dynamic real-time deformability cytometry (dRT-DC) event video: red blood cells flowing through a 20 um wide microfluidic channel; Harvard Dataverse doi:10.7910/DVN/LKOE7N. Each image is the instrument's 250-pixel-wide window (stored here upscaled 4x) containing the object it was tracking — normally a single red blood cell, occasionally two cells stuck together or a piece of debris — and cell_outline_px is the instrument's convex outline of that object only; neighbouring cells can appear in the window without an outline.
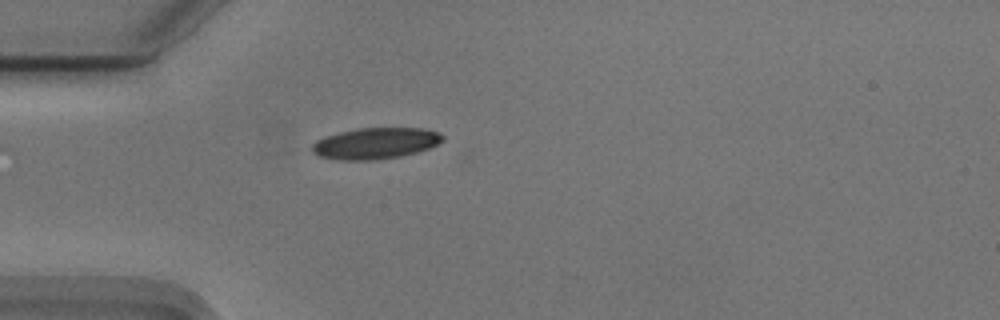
{"species": "Egyptian fruit bat (a non-hibernating species)", "species_latin": "Rousettus aegyptiacus", "temperature_condition": "cold", "stored_images_in_passage": 36, "camera_frame_rate_fps": 3000, "um_per_image_px": 0.085, "animal": {"sex": "male"}, "frame": {"image": 1, "passage_image": 1, "time_ms": 0.0, "image_size_px": [1000, 320], "cell_outline_px": [[444, 140], [428, 148], [416, 152], [400, 156], [372, 160], [340, 160], [320, 156], [312, 152], [312, 144], [316, 140], [340, 132], [360, 128], [424, 128], [440, 132], [444, 136]], "centroid_in_image_um": [31.93, 12.18], "position_along_channel_um": 53.1, "area_um2": 23.58}}
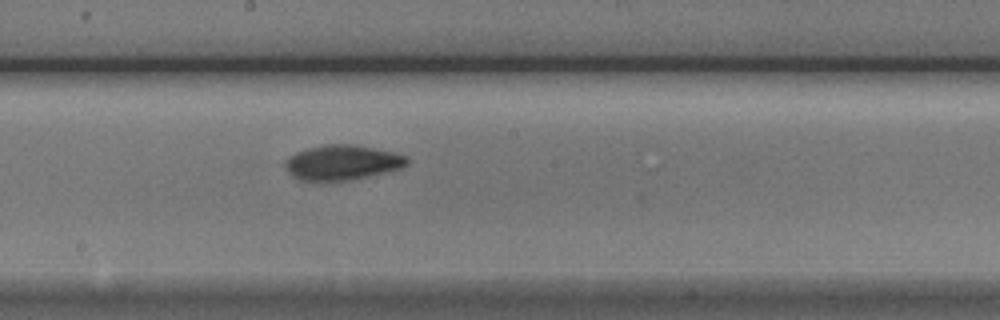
{"frame": {"image": 2, "passage_image": 15, "time_ms": 4.667, "image_size_px": [1000, 320], "cell_outline_px": [[408, 164], [400, 168], [368, 176], [332, 184], [324, 184], [300, 180], [284, 164], [288, 156], [296, 152], [308, 148], [324, 144], [352, 144], [392, 152], [408, 156]], "centroid_in_image_um": [29.07, 13.85], "position_along_channel_um": 219.1, "area_um2": 25.14}}
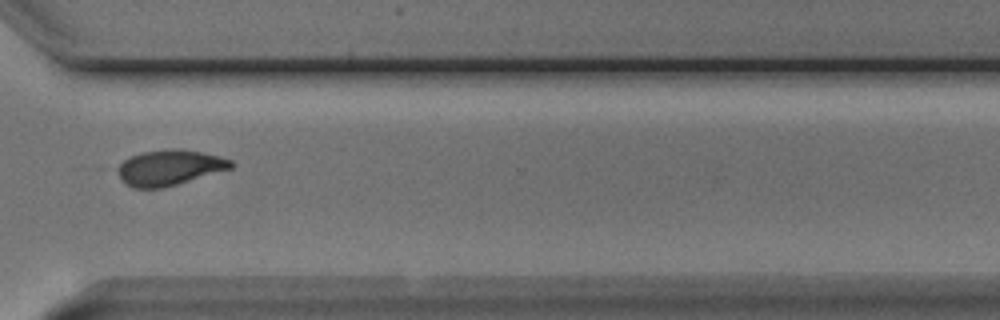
{"frame": {"image": 3, "passage_image": 26, "time_ms": 8.333, "image_size_px": [1000, 320], "cell_outline_px": [[232, 168], [164, 188], [132, 188], [124, 184], [120, 180], [120, 164], [124, 160], [132, 156], [144, 152], [168, 148], [180, 148], [220, 156], [232, 160]], "centroid_in_image_um": [14.41, 14.25], "position_along_channel_um": 356.2, "area_um2": 23.29}, "authors_computed_cell_mechanics": {"area_um2": 23.5824, "velocity_mm_per_s": 3.7419, "shape_relaxation_time_tau1_ms": 2.9479, "shape_relaxation_time_tau2_ms": 2.8901, "deformation_change_tau1": 0.1146, "deformation_change_tau2": 0.067}}